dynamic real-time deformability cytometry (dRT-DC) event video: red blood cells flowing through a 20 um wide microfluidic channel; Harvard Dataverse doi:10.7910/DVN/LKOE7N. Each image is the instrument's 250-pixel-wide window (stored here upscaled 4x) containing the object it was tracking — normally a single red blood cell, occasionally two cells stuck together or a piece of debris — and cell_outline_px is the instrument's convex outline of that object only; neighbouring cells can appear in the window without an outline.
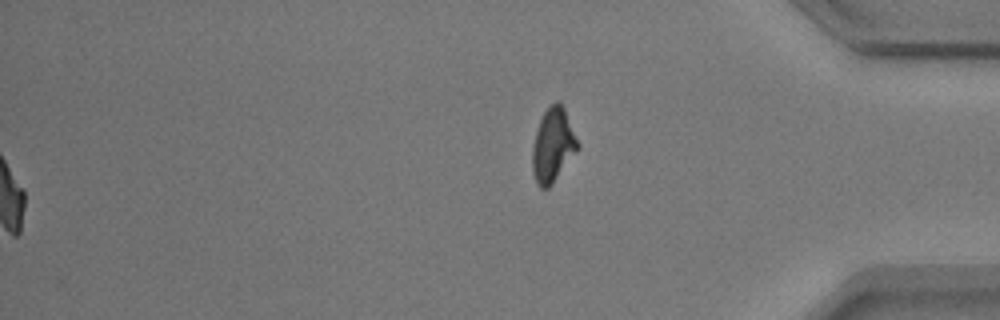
{"species": "common noctule bat (a hibernating species)", "species_latin": "Nyctalus noctula", "temperature_condition": "warm", "stored_images_in_passage": 53, "segment_of_instrument_passage": [2, 2], "camera_frame_rate_fps": 3000, "um_per_image_px": 0.085, "animal": {"sex": "male", "body_mass_g": 17.9}, "frame": {"image": 1, "passage_image": 53, "time_ms": 17.333, "image_size_px": [1000, 320], "cell_outline_px": [[580, 148], [552, 184], [548, 188], [540, 188], [536, 184], [532, 172], [532, 148], [536, 132], [540, 120], [544, 112], [556, 100], [560, 100], [564, 108], [580, 144]], "centroid_in_image_um": [47.01, 12.36], "position_along_channel_um": 388.2, "area_um2": 19.65}}